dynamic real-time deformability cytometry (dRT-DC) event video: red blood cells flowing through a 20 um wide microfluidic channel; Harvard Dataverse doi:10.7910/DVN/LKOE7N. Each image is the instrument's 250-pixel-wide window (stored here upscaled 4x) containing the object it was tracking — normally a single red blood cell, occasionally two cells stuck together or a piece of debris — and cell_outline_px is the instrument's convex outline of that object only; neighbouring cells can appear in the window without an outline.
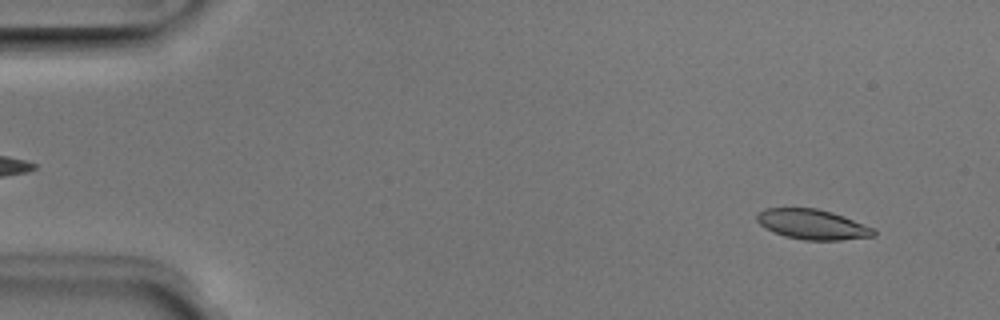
{"species": "Egyptian fruit bat (a non-hibernating species)", "species_latin": "Rousettus aegyptiacus", "temperature_condition": "room temperature", "stored_images_in_passage": 50, "camera_frame_rate_fps": 3000, "um_per_image_px": 0.085, "animal": {"sex": "male"}, "frame": {"image": 1, "passage_image": 4, "time_ms": 1.0, "image_size_px": [1000, 320], "cell_outline_px": [[876, 236], [840, 240], [804, 240], [784, 236], [760, 224], [756, 220], [756, 216], [764, 208], [816, 208], [832, 212], [844, 216], [872, 228], [876, 232]], "centroid_in_image_um": [69.07, 19.07], "position_along_channel_um": 15.9, "area_um2": 20.23}}
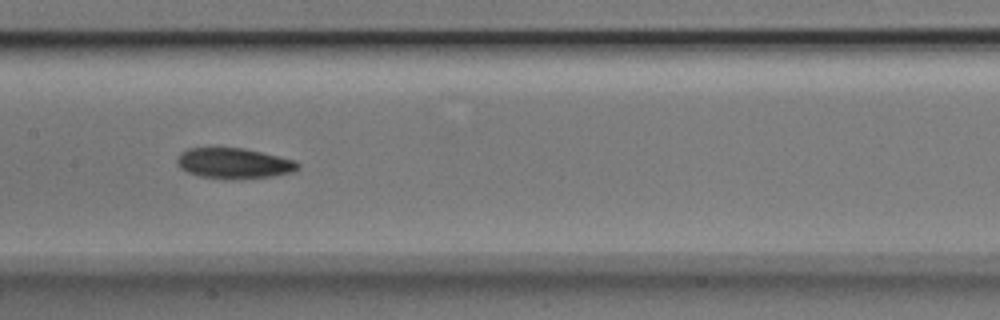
{"frame": {"image": 2, "passage_image": 25, "time_ms": 8.0, "image_size_px": [1000, 320], "cell_outline_px": [[300, 168], [292, 172], [272, 176], [224, 180], [200, 176], [188, 172], [180, 168], [176, 164], [176, 156], [180, 152], [188, 148], [244, 148], [296, 160], [300, 164]], "centroid_in_image_um": [19.86, 13.88], "position_along_channel_um": 187.5, "area_um2": 21.73}}
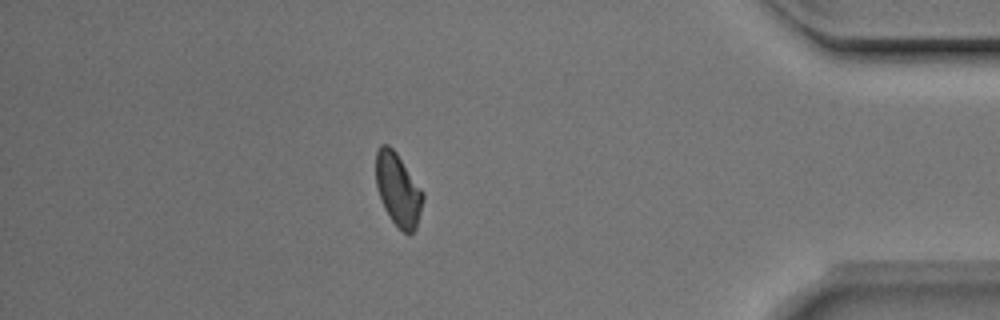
{"frame": {"image": 3, "passage_image": 44, "time_ms": 14.333, "image_size_px": [1000, 320], "cell_outline_px": [[424, 196], [416, 228], [408, 236], [392, 220], [384, 208], [376, 188], [376, 152], [380, 144], [388, 144], [396, 152], [424, 192]], "centroid_in_image_um": [33.83, 16.1], "position_along_channel_um": 401.4, "area_um2": 19.88}, "authors_computed_cell_mechanics": {"area_um2": 20.8369, "velocity_mm_per_s": 3.9889, "shape_relaxation_time_tau1_ms": 3.8229, "shape_relaxation_time_tau2_ms": 6.8242, "deformation_change_tau1": 0.1042, "deformation_change_tau2": 0.1152}}